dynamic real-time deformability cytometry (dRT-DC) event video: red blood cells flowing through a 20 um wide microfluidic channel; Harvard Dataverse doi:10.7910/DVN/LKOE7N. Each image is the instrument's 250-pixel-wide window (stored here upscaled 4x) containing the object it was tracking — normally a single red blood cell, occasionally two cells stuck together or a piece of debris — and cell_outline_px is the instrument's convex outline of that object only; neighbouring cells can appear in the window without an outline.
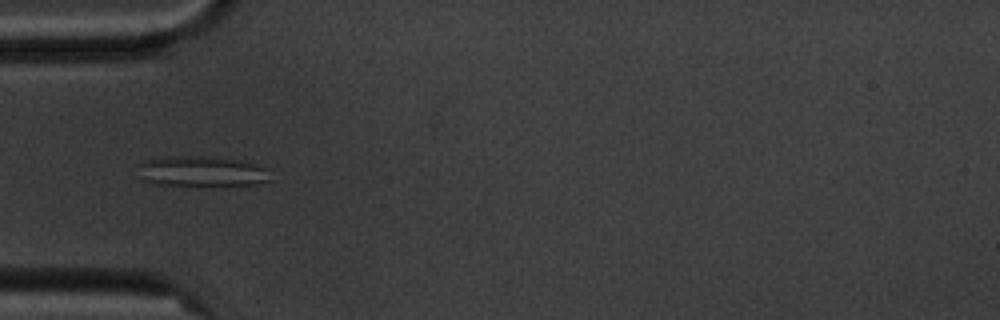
{"species": "common noctule bat (a hibernating species)", "species_latin": "Nyctalus noctula", "temperature_condition": "cold", "stored_images_in_passage": 6, "camera_frame_rate_fps": 3000, "um_per_image_px": 0.085, "animal": {"sex": "male", "body_mass_g": 20.1, "forearm_length_mm": 53.5}, "frame": {"image": 1, "passage_image": 5, "time_ms": 4.333, "image_size_px": [1000, 320], "cell_outline_px": [[272, 180], [252, 184], [152, 184], [140, 180], [136, 164], [144, 160], [160, 156], [216, 156], [256, 164], [264, 168]], "centroid_in_image_um": [17.0, 14.53], "position_along_channel_um": 68.0, "area_um2": 23.35}}
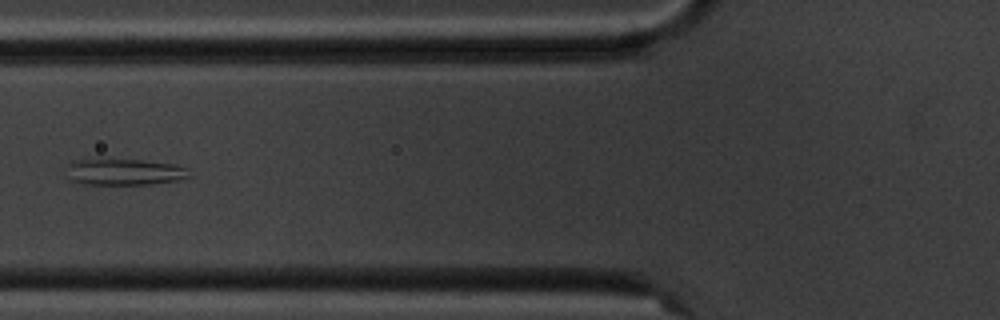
{"frame": {"image": 2, "passage_image": 6, "time_ms": 5.667, "image_size_px": [1000, 320], "cell_outline_px": [[188, 176], [176, 180], [148, 184], [84, 184], [72, 180], [68, 164], [76, 160], [88, 156], [144, 160], [176, 164], [188, 168]], "centroid_in_image_um": [10.53, 14.55], "position_along_channel_um": 115.3, "area_um2": 19.25}}